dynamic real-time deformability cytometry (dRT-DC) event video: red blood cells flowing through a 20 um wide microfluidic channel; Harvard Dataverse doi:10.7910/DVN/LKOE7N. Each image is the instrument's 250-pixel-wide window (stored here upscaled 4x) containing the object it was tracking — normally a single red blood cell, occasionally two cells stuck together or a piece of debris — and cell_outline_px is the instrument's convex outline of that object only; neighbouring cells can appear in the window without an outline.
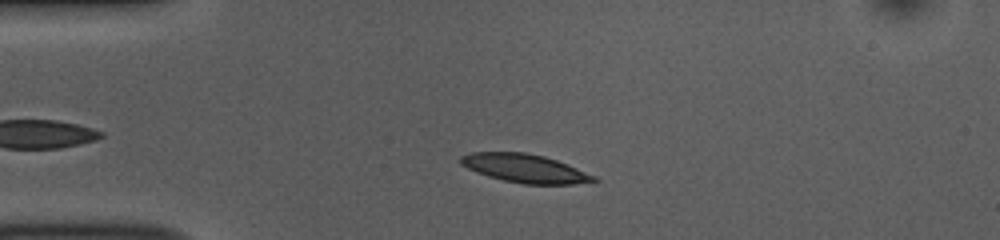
{"species": "common noctule bat (a hibernating species)", "species_latin": "Nyctalus noctula", "temperature_condition": "room temperature", "stored_images_in_passage": 47, "camera_frame_rate_fps": 3000, "um_per_image_px": 0.085, "animal": {"sex": "female", "body_mass_g": 10.0, "forearm_length_mm": 53.1}, "frame": {"image": 1, "passage_image": 7, "time_ms": 2.0, "image_size_px": [1000, 240], "cell_outline_px": [[600, 180], [596, 184], [524, 184], [504, 180], [488, 176], [476, 172], [460, 164], [460, 156], [472, 152], [528, 152], [544, 156], [556, 160], [596, 176]], "centroid_in_image_um": [44.68, 14.32], "position_along_channel_um": 40.3, "area_um2": 22.31}}
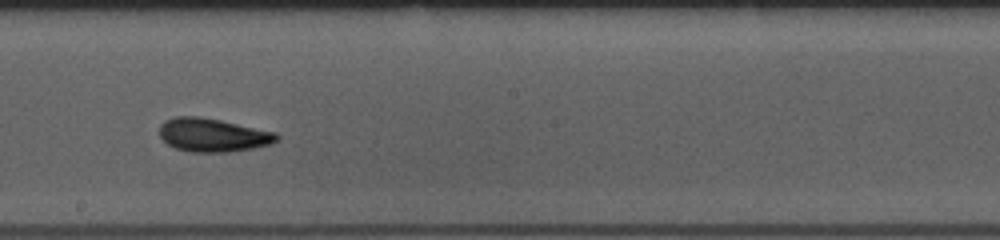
{"frame": {"image": 2, "passage_image": 24, "time_ms": 7.667, "image_size_px": [1000, 240], "cell_outline_px": [[280, 136], [276, 140], [268, 144], [252, 148], [228, 152], [188, 152], [176, 148], [168, 144], [160, 136], [160, 124], [164, 120], [176, 116], [200, 116], [220, 120], [276, 132]], "centroid_in_image_um": [18.06, 11.47], "position_along_channel_um": 230.1, "area_um2": 22.77}}
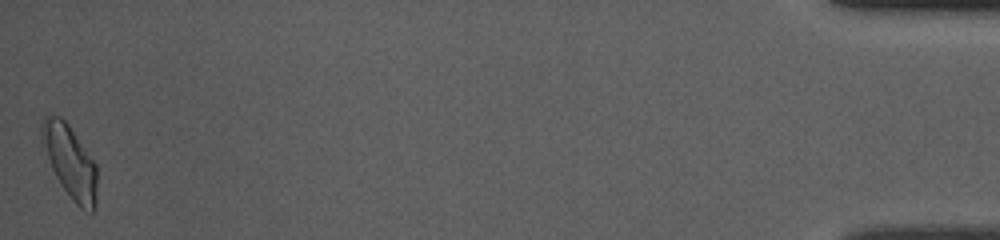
{"frame": {"image": 3, "passage_image": 47, "time_ms": 15.333, "image_size_px": [1000, 240], "cell_outline_px": [[96, 204], [92, 212], [80, 208], [72, 200], [60, 184], [52, 168], [40, 132], [40, 128], [44, 116], [60, 116], [68, 124], [96, 164]], "centroid_in_image_um": [5.96, 13.75], "position_along_channel_um": 429.2, "area_um2": 22.83}, "authors_computed_cell_mechanics": {"area_um2": 21.964, "velocity_mm_per_s": 3.8056, "shape_relaxation_time_tau1_ms": 3.8762, "shape_relaxation_time_tau2_ms": 3.6479, "deformation_change_tau1": 0.1371, "deformation_change_tau2": 0.1096}}